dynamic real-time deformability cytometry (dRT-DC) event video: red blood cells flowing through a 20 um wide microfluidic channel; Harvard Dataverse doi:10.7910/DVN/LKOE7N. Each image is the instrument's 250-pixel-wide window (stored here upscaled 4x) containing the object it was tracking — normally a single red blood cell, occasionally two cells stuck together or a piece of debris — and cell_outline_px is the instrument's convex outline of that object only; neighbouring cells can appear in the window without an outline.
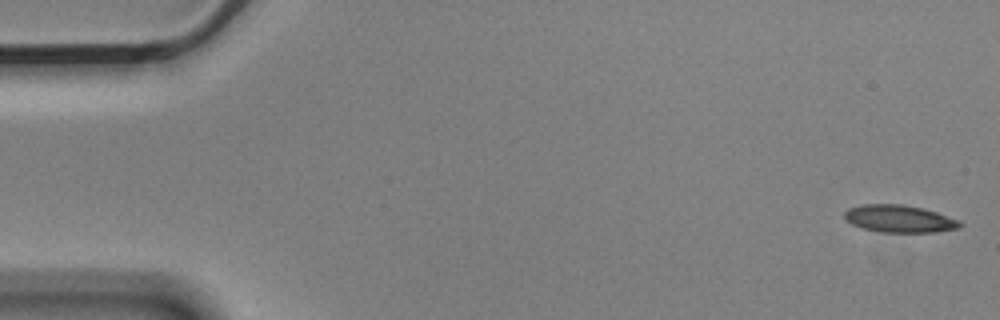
{"species": "Egyptian fruit bat (a non-hibernating species)", "species_latin": "Rousettus aegyptiacus", "temperature_condition": "cold", "stored_images_in_passage": 5, "segment_of_instrument_passage": [1, 2], "camera_frame_rate_fps": 3000, "um_per_image_px": 0.085, "animal": {"sex": "male"}, "frame": {"image": 1, "passage_image": 1, "time_ms": 0.0, "image_size_px": [1000, 320], "cell_outline_px": [[964, 224], [960, 228], [936, 232], [880, 232], [860, 228], [844, 220], [844, 212], [848, 208], [860, 204], [904, 204], [936, 212], [960, 220]], "centroid_in_image_um": [76.42, 18.6], "position_along_channel_um": 8.6, "area_um2": 18.67}}
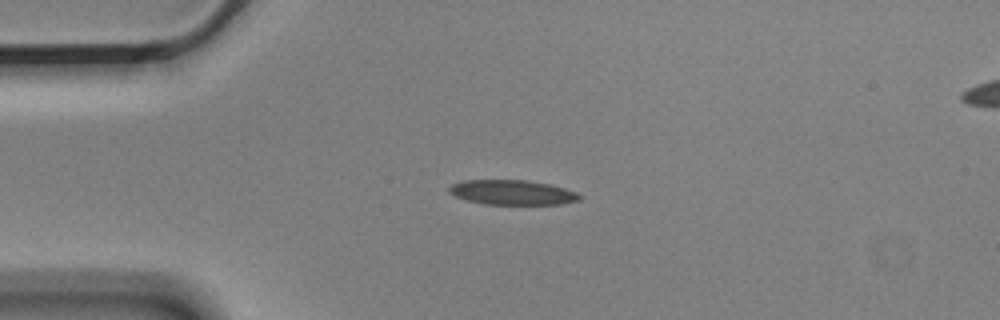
{"frame": {"image": 2, "passage_image": 4, "time_ms": 1.0, "image_size_px": [1000, 320], "cell_outline_px": [[580, 200], [560, 204], [484, 204], [468, 200], [456, 196], [448, 192], [448, 188], [452, 184], [464, 180], [524, 180], [548, 184], [564, 188], [576, 192], [580, 196]], "centroid_in_image_um": [43.52, 16.35], "position_along_channel_um": 41.5, "area_um2": 18.61}}